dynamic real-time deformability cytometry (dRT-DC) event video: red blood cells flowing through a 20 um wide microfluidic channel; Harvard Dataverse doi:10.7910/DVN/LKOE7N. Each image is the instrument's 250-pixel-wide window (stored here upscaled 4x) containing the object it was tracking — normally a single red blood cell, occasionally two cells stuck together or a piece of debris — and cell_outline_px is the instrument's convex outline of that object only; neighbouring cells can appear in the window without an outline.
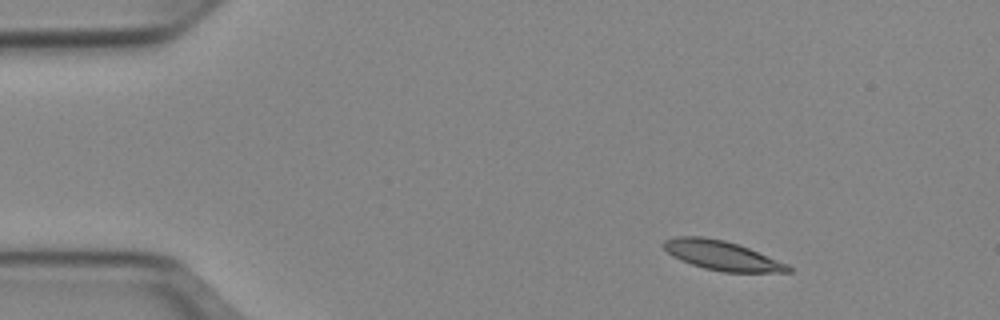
{"species": "Egyptian fruit bat (a non-hibernating species)", "species_latin": "Rousettus aegyptiacus", "temperature_condition": "cold", "stored_images_in_passage": 46, "camera_frame_rate_fps": 3000, "um_per_image_px": 0.085, "animal": {"sex": "female"}, "frame": {"image": 1, "passage_image": 1, "time_ms": 0.0, "image_size_px": [1000, 320], "cell_outline_px": [[792, 272], [724, 272], [704, 268], [680, 260], [672, 256], [660, 244], [664, 240], [676, 236], [704, 236], [724, 240], [748, 248], [788, 264], [792, 268]], "centroid_in_image_um": [61.33, 21.71], "position_along_channel_um": 23.7, "area_um2": 21.27}}
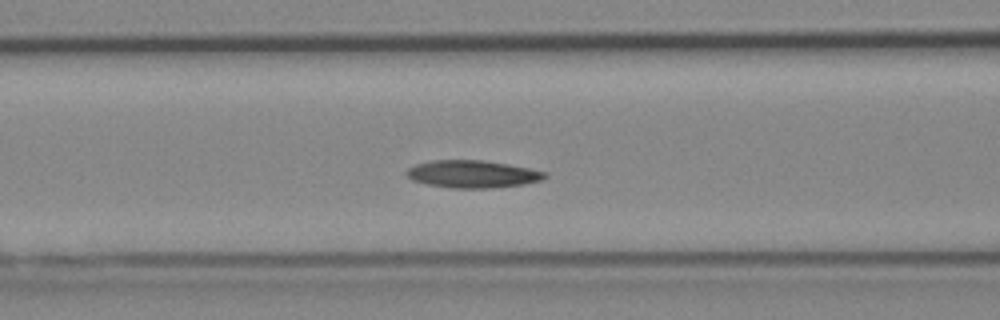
{"frame": {"image": 2, "passage_image": 15, "time_ms": 4.667, "image_size_px": [1000, 320], "cell_outline_px": [[548, 176], [544, 180], [524, 184], [492, 188], [452, 188], [428, 184], [412, 180], [404, 172], [408, 168], [416, 164], [432, 160], [484, 160], [508, 164], [548, 172]], "centroid_in_image_um": [40.2, 14.79], "position_along_channel_um": 126.4, "area_um2": 22.25}}
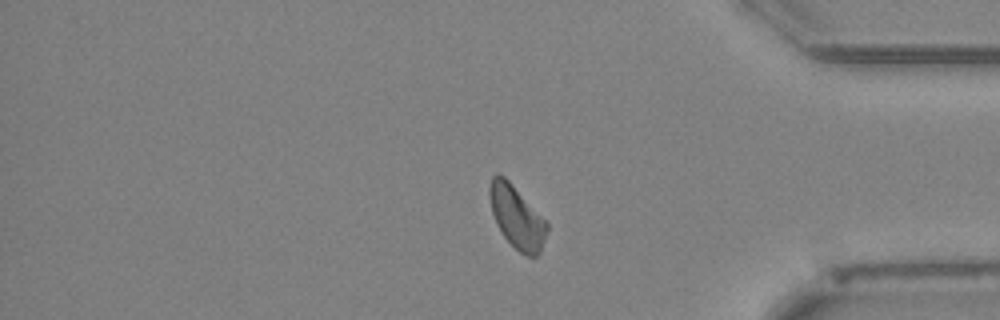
{"frame": {"image": 3, "passage_image": 37, "time_ms": 12.0, "image_size_px": [1000, 320], "cell_outline_px": [[548, 228], [540, 252], [536, 256], [524, 256], [504, 236], [496, 224], [492, 212], [488, 192], [488, 188], [492, 176], [496, 172], [504, 176], [548, 220]], "centroid_in_image_um": [43.94, 18.42], "position_along_channel_um": 391.3, "area_um2": 21.1}, "authors_computed_cell_mechanics": {"area_um2": 21.2704, "velocity_mm_per_s": 3.8987, "shape_relaxation_time_tau1_ms": 3.3407, "shape_relaxation_time_tau2_ms": null, "deformation_change_tau1": 0.1301, "deformation_change_tau2": null}}